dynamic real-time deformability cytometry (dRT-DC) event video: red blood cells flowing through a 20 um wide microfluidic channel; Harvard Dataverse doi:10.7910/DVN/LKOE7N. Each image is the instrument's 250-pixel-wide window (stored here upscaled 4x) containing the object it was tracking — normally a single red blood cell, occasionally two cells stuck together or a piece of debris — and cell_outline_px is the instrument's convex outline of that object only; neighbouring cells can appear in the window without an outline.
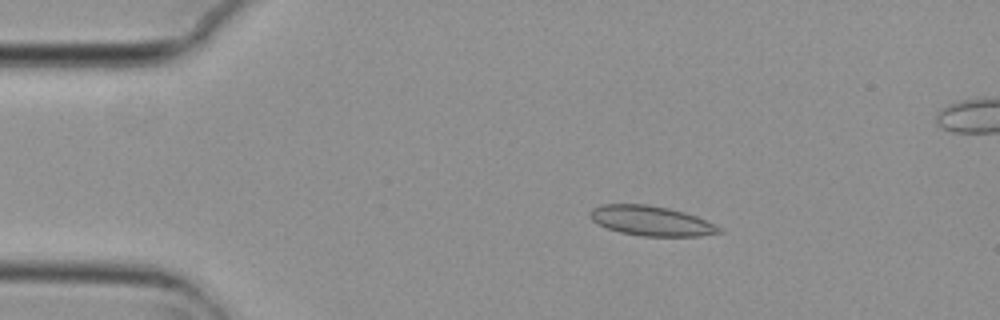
{"species": "common noctule bat (a hibernating species)", "species_latin": "Nyctalus noctula", "temperature_condition": "cold", "stored_images_in_passage": 4, "camera_frame_rate_fps": 3000, "um_per_image_px": 0.085, "animal": {"sex": "female", "body_mass_g": 29.2, "forearm_length_mm": 56.3}, "frame": {"image": 1, "passage_image": 1, "time_ms": 0.0, "image_size_px": [1000, 320], "cell_outline_px": [[724, 232], [700, 236], [640, 236], [620, 232], [596, 224], [588, 216], [588, 212], [592, 208], [604, 204], [648, 204], [668, 208], [684, 212], [696, 216], [724, 228]], "centroid_in_image_um": [55.35, 18.77], "position_along_channel_um": 29.7, "area_um2": 22.66}}
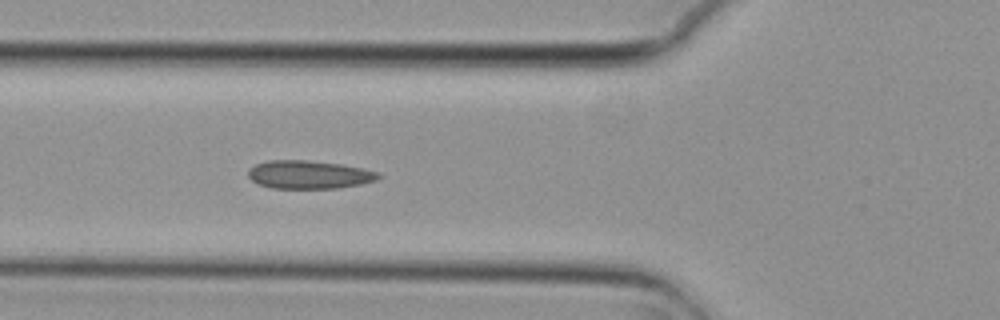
{"frame": {"image": 2, "passage_image": 4, "time_ms": 1.0, "image_size_px": [1000, 320], "cell_outline_px": [[384, 176], [376, 180], [360, 184], [336, 188], [272, 188], [256, 184], [248, 176], [248, 168], [256, 164], [268, 160], [308, 160], [340, 164], [364, 168], [380, 172]], "centroid_in_image_um": [26.27, 14.84], "position_along_channel_um": 99.5, "area_um2": 21.62}}